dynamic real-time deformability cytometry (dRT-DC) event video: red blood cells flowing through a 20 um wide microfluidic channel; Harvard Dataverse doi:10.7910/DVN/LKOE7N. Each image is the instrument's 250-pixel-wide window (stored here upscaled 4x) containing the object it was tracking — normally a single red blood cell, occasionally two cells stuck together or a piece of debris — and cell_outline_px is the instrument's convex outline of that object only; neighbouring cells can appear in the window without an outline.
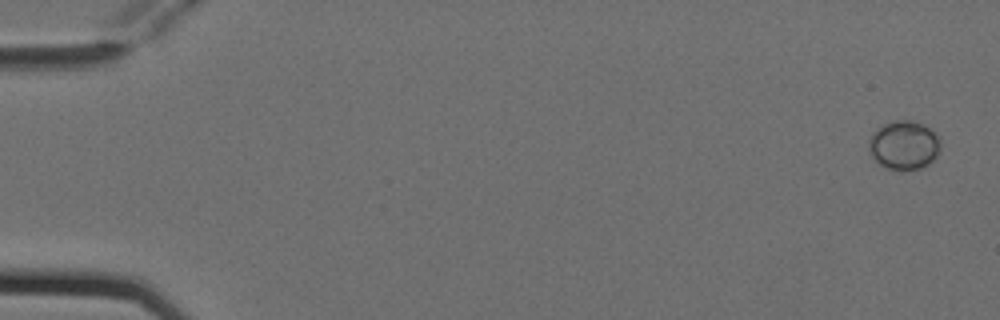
{"species": "Egyptian fruit bat (a non-hibernating species)", "species_latin": "Rousettus aegyptiacus", "temperature_condition": "cold", "stored_images_in_passage": 6, "camera_frame_rate_fps": 3000, "um_per_image_px": 0.085, "animal": {"sex": "female"}, "frame": {"image": 1, "passage_image": 1, "time_ms": 0.0, "image_size_px": [1000, 320], "cell_outline_px": [[940, 152], [924, 168], [896, 172], [880, 164], [872, 156], [868, 148], [868, 140], [872, 132], [880, 124], [896, 120], [912, 120], [924, 124], [940, 136]], "centroid_in_image_um": [76.84, 12.34], "position_along_channel_um": 8.2, "area_um2": 21.04}}
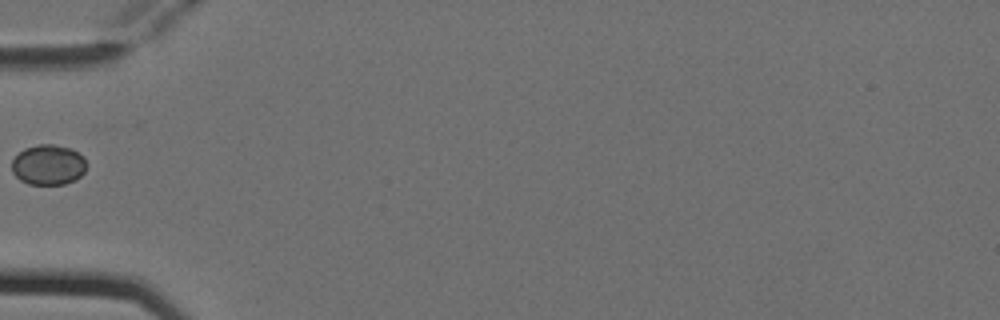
{"frame": {"image": 2, "passage_image": 5, "time_ms": 1.333, "image_size_px": [1000, 320], "cell_outline_px": [[84, 172], [76, 180], [64, 184], [28, 184], [20, 180], [12, 172], [12, 160], [24, 148], [40, 144], [52, 144], [72, 148], [84, 156]], "centroid_in_image_um": [4.1, 14.0], "position_along_channel_um": 80.9, "area_um2": 17.51}}
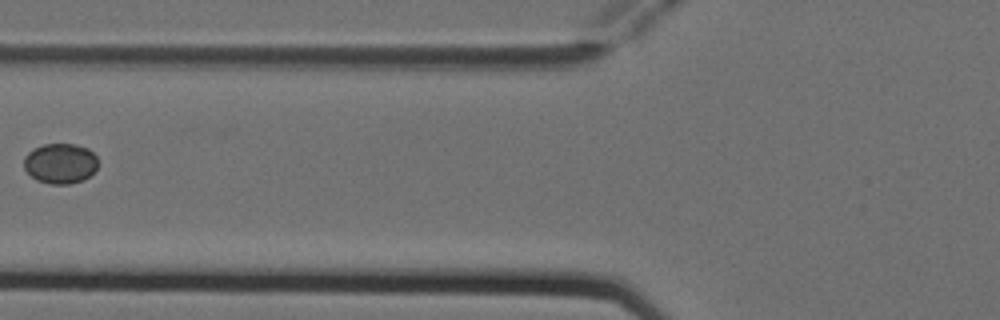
{"frame": {"image": 3, "passage_image": 6, "time_ms": 1.667, "image_size_px": [1000, 320], "cell_outline_px": [[100, 164], [84, 180], [68, 184], [48, 184], [36, 180], [24, 168], [24, 156], [32, 148], [44, 144], [76, 144], [88, 148], [96, 156]], "centroid_in_image_um": [5.13, 13.88], "position_along_channel_um": 120.7, "area_um2": 17.57}}